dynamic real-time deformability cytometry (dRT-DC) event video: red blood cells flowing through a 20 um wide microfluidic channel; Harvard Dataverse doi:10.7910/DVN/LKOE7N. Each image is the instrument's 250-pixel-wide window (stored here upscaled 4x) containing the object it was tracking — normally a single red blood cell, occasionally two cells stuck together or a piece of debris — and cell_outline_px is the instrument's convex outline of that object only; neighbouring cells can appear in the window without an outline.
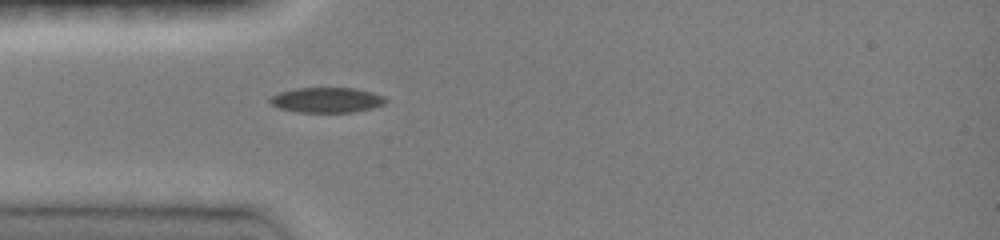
{"species": "common noctule bat (a hibernating species)", "species_latin": "Nyctalus noctula", "temperature_condition": "room temperature", "stored_images_in_passage": 34, "camera_frame_rate_fps": 3000, "um_per_image_px": 0.085, "animal": {"sex": "female", "body_mass_g": 19.0, "forearm_length_mm": 51.5}, "frame": {"image": 1, "passage_image": 1, "time_ms": 0.0, "image_size_px": [1000, 240], "cell_outline_px": [[388, 100], [384, 104], [372, 108], [352, 112], [296, 112], [280, 108], [272, 104], [268, 100], [272, 96], [280, 92], [296, 88], [356, 88], [372, 92], [384, 96]], "centroid_in_image_um": [27.8, 8.5], "position_along_channel_um": 57.2, "area_um2": 16.94}}
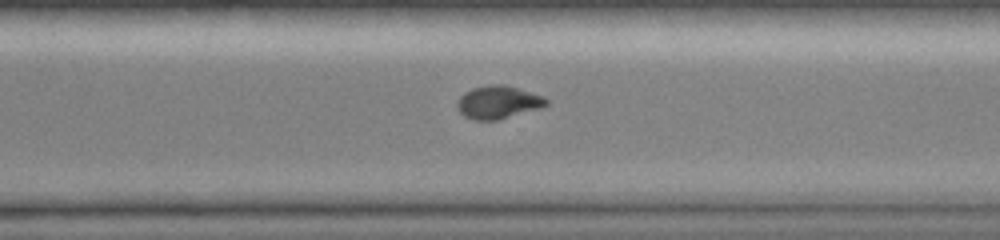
{"frame": {"image": 2, "passage_image": 21, "time_ms": 6.667, "image_size_px": [1000, 240], "cell_outline_px": [[548, 104], [540, 108], [496, 120], [472, 120], [464, 116], [456, 108], [456, 104], [460, 96], [464, 92], [472, 88], [488, 84], [504, 84], [544, 96], [548, 100]], "centroid_in_image_um": [42.31, 8.68], "position_along_channel_um": 328.3, "area_um2": 17.17}}
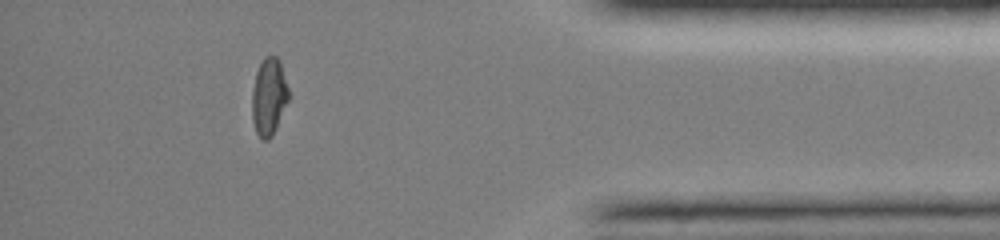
{"frame": {"image": 3, "passage_image": 29, "time_ms": 9.333, "image_size_px": [1000, 240], "cell_outline_px": [[288, 100], [276, 128], [272, 136], [268, 140], [264, 140], [256, 132], [252, 120], [252, 92], [256, 72], [264, 56], [276, 56], [280, 60], [288, 88]], "centroid_in_image_um": [22.85, 8.21], "position_along_channel_um": 412.4, "area_um2": 16.36}, "authors_computed_cell_mechanics": {"area_um2": 17.2533, "velocity_mm_per_s": 4.0794, "shape_relaxation_time_tau1_ms": null, "shape_relaxation_time_tau2_ms": 2.1764, "deformation_change_tau1": null, "deformation_change_tau2": 0.0419}}